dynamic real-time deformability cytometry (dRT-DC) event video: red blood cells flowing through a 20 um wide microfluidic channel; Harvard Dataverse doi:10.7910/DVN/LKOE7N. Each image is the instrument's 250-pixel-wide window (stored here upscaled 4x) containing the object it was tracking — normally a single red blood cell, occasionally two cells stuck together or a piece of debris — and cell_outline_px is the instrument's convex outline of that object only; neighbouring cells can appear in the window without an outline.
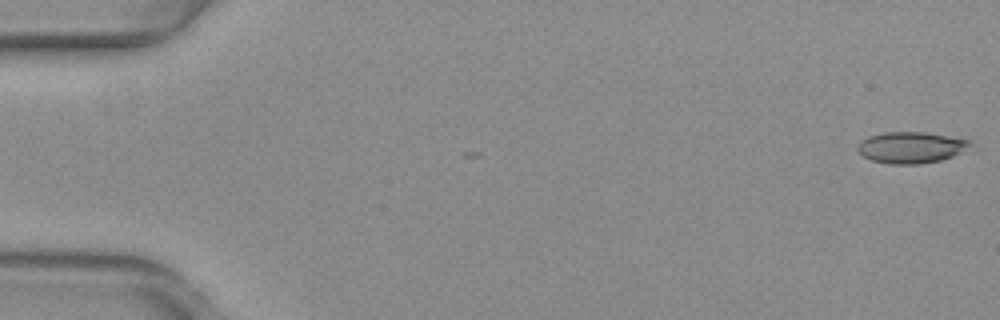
{"species": "common noctule bat (a hibernating species)", "species_latin": "Nyctalus noctula", "temperature_condition": "warm", "stored_images_in_passage": 20, "camera_frame_rate_fps": 3000, "um_per_image_px": 0.085, "animal": {"sex": "female", "body_mass_g": 29.2, "forearm_length_mm": 56.3}, "frame": {"image": 1, "passage_image": 1, "time_ms": 0.0, "image_size_px": [1000, 320], "cell_outline_px": [[972, 144], [960, 152], [952, 156], [940, 160], [920, 164], [888, 164], [872, 160], [864, 156], [856, 148], [868, 136], [884, 132], [924, 132], [972, 140]], "centroid_in_image_um": [77.44, 12.53], "position_along_channel_um": 7.6, "area_um2": 20.29}}
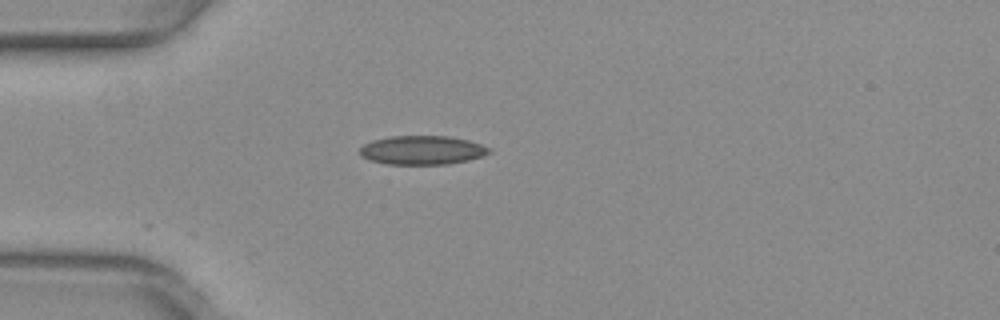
{"frame": {"image": 2, "passage_image": 15, "time_ms": 4.667, "image_size_px": [1000, 320], "cell_outline_px": [[492, 152], [468, 160], [448, 164], [388, 164], [368, 160], [360, 156], [360, 148], [364, 144], [372, 140], [392, 136], [448, 136], [468, 140], [492, 148]], "centroid_in_image_um": [35.87, 12.76], "position_along_channel_um": 49.1, "area_um2": 21.79}}
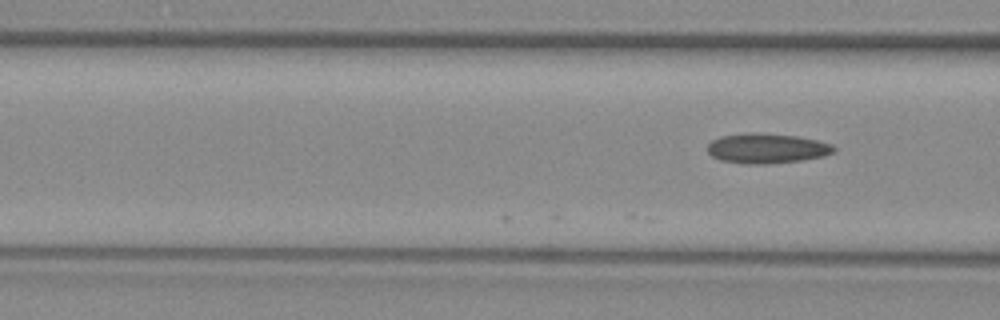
{"frame": {"image": 3, "passage_image": 20, "time_ms": 6.333, "image_size_px": [1000, 320], "cell_outline_px": [[836, 148], [832, 152], [824, 156], [804, 160], [768, 164], [748, 164], [720, 160], [712, 156], [708, 152], [708, 144], [712, 140], [720, 136], [748, 132], [760, 132], [800, 136], [832, 144]], "centroid_in_image_um": [65.18, 12.6], "position_along_channel_um": 101.4, "area_um2": 22.31}}